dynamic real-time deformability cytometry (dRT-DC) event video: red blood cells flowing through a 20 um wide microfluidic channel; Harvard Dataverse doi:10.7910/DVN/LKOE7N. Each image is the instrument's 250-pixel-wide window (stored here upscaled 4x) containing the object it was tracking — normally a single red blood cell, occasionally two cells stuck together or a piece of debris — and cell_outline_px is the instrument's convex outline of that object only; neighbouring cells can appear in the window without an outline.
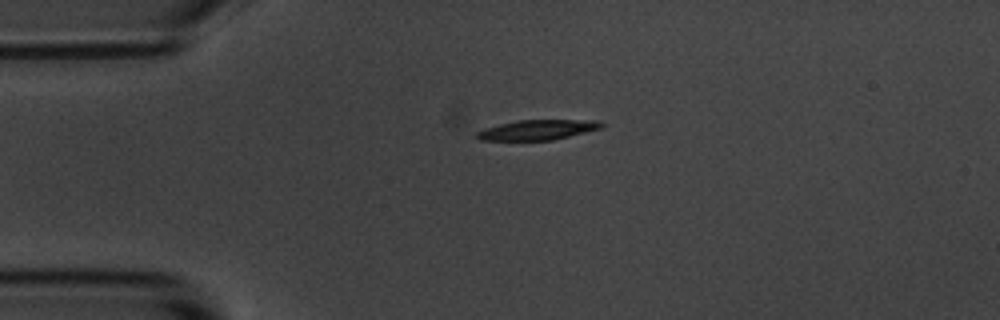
{"species": "common noctule bat (a hibernating species)", "species_latin": "Nyctalus noctula", "temperature_condition": "room temperature", "stored_images_in_passage": 3, "camera_frame_rate_fps": 3000, "um_per_image_px": 0.085, "animal": {"sex": "male", "body_mass_g": 20.1, "forearm_length_mm": 53.5}, "frame": {"image": 1, "passage_image": 1, "time_ms": 0.0, "image_size_px": [1000, 320], "cell_outline_px": [[604, 124], [600, 128], [552, 140], [480, 140], [472, 136], [476, 132], [484, 128], [516, 120], [596, 120]], "centroid_in_image_um": [45.6, 11.03], "position_along_channel_um": 39.4, "area_um2": 14.45}}